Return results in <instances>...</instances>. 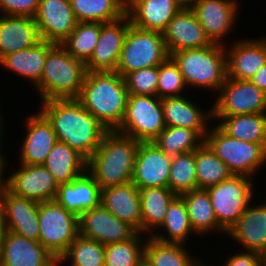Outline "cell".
I'll use <instances>...</instances> for the list:
<instances>
[{
  "mask_svg": "<svg viewBox=\"0 0 266 266\" xmlns=\"http://www.w3.org/2000/svg\"><path fill=\"white\" fill-rule=\"evenodd\" d=\"M213 121L232 138L252 143H266V113L213 116Z\"/></svg>",
  "mask_w": 266,
  "mask_h": 266,
  "instance_id": "d6a6232c",
  "label": "cell"
},
{
  "mask_svg": "<svg viewBox=\"0 0 266 266\" xmlns=\"http://www.w3.org/2000/svg\"><path fill=\"white\" fill-rule=\"evenodd\" d=\"M34 19L41 40L55 44H61L78 23L70 0H41Z\"/></svg>",
  "mask_w": 266,
  "mask_h": 266,
  "instance_id": "ffe728a7",
  "label": "cell"
},
{
  "mask_svg": "<svg viewBox=\"0 0 266 266\" xmlns=\"http://www.w3.org/2000/svg\"><path fill=\"white\" fill-rule=\"evenodd\" d=\"M17 165V170L11 174L7 170L3 175V186L9 192L39 203L55 199L58 184L43 164Z\"/></svg>",
  "mask_w": 266,
  "mask_h": 266,
  "instance_id": "7c38bea8",
  "label": "cell"
},
{
  "mask_svg": "<svg viewBox=\"0 0 266 266\" xmlns=\"http://www.w3.org/2000/svg\"><path fill=\"white\" fill-rule=\"evenodd\" d=\"M263 266H266V250L261 254Z\"/></svg>",
  "mask_w": 266,
  "mask_h": 266,
  "instance_id": "816d5d0a",
  "label": "cell"
},
{
  "mask_svg": "<svg viewBox=\"0 0 266 266\" xmlns=\"http://www.w3.org/2000/svg\"><path fill=\"white\" fill-rule=\"evenodd\" d=\"M4 116H2V114L0 115V172L4 175V172H6L7 171V168H8V160H10V159H8L7 157H6V153L5 152H3V151H6V150H4V144H5V142H3V141H5V138H6V135H5V133L3 134V132H6V131H4V129H5V127H4ZM5 136V137H4ZM4 143V144H3ZM3 148V149H2ZM5 153V154H4ZM7 159V160H6Z\"/></svg>",
  "mask_w": 266,
  "mask_h": 266,
  "instance_id": "7dc6e473",
  "label": "cell"
},
{
  "mask_svg": "<svg viewBox=\"0 0 266 266\" xmlns=\"http://www.w3.org/2000/svg\"><path fill=\"white\" fill-rule=\"evenodd\" d=\"M100 204L141 233L140 193L132 182L101 189Z\"/></svg>",
  "mask_w": 266,
  "mask_h": 266,
  "instance_id": "4316f807",
  "label": "cell"
},
{
  "mask_svg": "<svg viewBox=\"0 0 266 266\" xmlns=\"http://www.w3.org/2000/svg\"><path fill=\"white\" fill-rule=\"evenodd\" d=\"M217 94L213 116L266 113V93L250 80L227 78Z\"/></svg>",
  "mask_w": 266,
  "mask_h": 266,
  "instance_id": "8fae6325",
  "label": "cell"
},
{
  "mask_svg": "<svg viewBox=\"0 0 266 266\" xmlns=\"http://www.w3.org/2000/svg\"><path fill=\"white\" fill-rule=\"evenodd\" d=\"M252 202L226 235L243 250L262 254L266 250V201Z\"/></svg>",
  "mask_w": 266,
  "mask_h": 266,
  "instance_id": "cb8c5ba5",
  "label": "cell"
},
{
  "mask_svg": "<svg viewBox=\"0 0 266 266\" xmlns=\"http://www.w3.org/2000/svg\"><path fill=\"white\" fill-rule=\"evenodd\" d=\"M3 186V174L0 172V188Z\"/></svg>",
  "mask_w": 266,
  "mask_h": 266,
  "instance_id": "db71d44e",
  "label": "cell"
},
{
  "mask_svg": "<svg viewBox=\"0 0 266 266\" xmlns=\"http://www.w3.org/2000/svg\"><path fill=\"white\" fill-rule=\"evenodd\" d=\"M168 188L178 196L197 189L195 151L172 156Z\"/></svg>",
  "mask_w": 266,
  "mask_h": 266,
  "instance_id": "b9f144b4",
  "label": "cell"
},
{
  "mask_svg": "<svg viewBox=\"0 0 266 266\" xmlns=\"http://www.w3.org/2000/svg\"><path fill=\"white\" fill-rule=\"evenodd\" d=\"M169 56L179 50L212 44L192 9L181 8L162 32Z\"/></svg>",
  "mask_w": 266,
  "mask_h": 266,
  "instance_id": "44dd1931",
  "label": "cell"
},
{
  "mask_svg": "<svg viewBox=\"0 0 266 266\" xmlns=\"http://www.w3.org/2000/svg\"><path fill=\"white\" fill-rule=\"evenodd\" d=\"M0 208L7 231L39 242V202L15 196L2 186Z\"/></svg>",
  "mask_w": 266,
  "mask_h": 266,
  "instance_id": "e0dca14e",
  "label": "cell"
},
{
  "mask_svg": "<svg viewBox=\"0 0 266 266\" xmlns=\"http://www.w3.org/2000/svg\"><path fill=\"white\" fill-rule=\"evenodd\" d=\"M139 141L107 131L95 153L87 160V170L101 189L132 181Z\"/></svg>",
  "mask_w": 266,
  "mask_h": 266,
  "instance_id": "3957f363",
  "label": "cell"
},
{
  "mask_svg": "<svg viewBox=\"0 0 266 266\" xmlns=\"http://www.w3.org/2000/svg\"><path fill=\"white\" fill-rule=\"evenodd\" d=\"M43 165L59 185L81 175L87 169V160L69 145L57 141Z\"/></svg>",
  "mask_w": 266,
  "mask_h": 266,
  "instance_id": "836d02e7",
  "label": "cell"
},
{
  "mask_svg": "<svg viewBox=\"0 0 266 266\" xmlns=\"http://www.w3.org/2000/svg\"><path fill=\"white\" fill-rule=\"evenodd\" d=\"M176 0H126V15L134 27L162 33L180 11Z\"/></svg>",
  "mask_w": 266,
  "mask_h": 266,
  "instance_id": "d4e9b609",
  "label": "cell"
},
{
  "mask_svg": "<svg viewBox=\"0 0 266 266\" xmlns=\"http://www.w3.org/2000/svg\"><path fill=\"white\" fill-rule=\"evenodd\" d=\"M225 260L224 264L218 266H263L261 254L254 251L235 252Z\"/></svg>",
  "mask_w": 266,
  "mask_h": 266,
  "instance_id": "bcb514c9",
  "label": "cell"
},
{
  "mask_svg": "<svg viewBox=\"0 0 266 266\" xmlns=\"http://www.w3.org/2000/svg\"><path fill=\"white\" fill-rule=\"evenodd\" d=\"M254 179L232 175L229 179L207 188L218 223L226 230L239 220L255 198Z\"/></svg>",
  "mask_w": 266,
  "mask_h": 266,
  "instance_id": "9c48e42d",
  "label": "cell"
},
{
  "mask_svg": "<svg viewBox=\"0 0 266 266\" xmlns=\"http://www.w3.org/2000/svg\"><path fill=\"white\" fill-rule=\"evenodd\" d=\"M6 233H7L6 223H5V219L3 217L2 210L0 208V247H1V243H2Z\"/></svg>",
  "mask_w": 266,
  "mask_h": 266,
  "instance_id": "681fc988",
  "label": "cell"
},
{
  "mask_svg": "<svg viewBox=\"0 0 266 266\" xmlns=\"http://www.w3.org/2000/svg\"><path fill=\"white\" fill-rule=\"evenodd\" d=\"M54 45L55 43L41 40L31 48L22 49L3 57L0 60V66L15 73L13 75L25 78L28 80L26 82L31 83L34 87L42 76L47 52Z\"/></svg>",
  "mask_w": 266,
  "mask_h": 266,
  "instance_id": "f1b7e54d",
  "label": "cell"
},
{
  "mask_svg": "<svg viewBox=\"0 0 266 266\" xmlns=\"http://www.w3.org/2000/svg\"><path fill=\"white\" fill-rule=\"evenodd\" d=\"M165 127L161 98L129 94L123 121L116 131L139 142H152Z\"/></svg>",
  "mask_w": 266,
  "mask_h": 266,
  "instance_id": "30bf717a",
  "label": "cell"
},
{
  "mask_svg": "<svg viewBox=\"0 0 266 266\" xmlns=\"http://www.w3.org/2000/svg\"><path fill=\"white\" fill-rule=\"evenodd\" d=\"M214 125L210 126L205 143L228 166L233 175L254 178L263 166L266 167V143H252L232 138L216 123Z\"/></svg>",
  "mask_w": 266,
  "mask_h": 266,
  "instance_id": "8992f818",
  "label": "cell"
},
{
  "mask_svg": "<svg viewBox=\"0 0 266 266\" xmlns=\"http://www.w3.org/2000/svg\"><path fill=\"white\" fill-rule=\"evenodd\" d=\"M159 66L128 73L124 79L128 94L157 96Z\"/></svg>",
  "mask_w": 266,
  "mask_h": 266,
  "instance_id": "ee69618b",
  "label": "cell"
},
{
  "mask_svg": "<svg viewBox=\"0 0 266 266\" xmlns=\"http://www.w3.org/2000/svg\"><path fill=\"white\" fill-rule=\"evenodd\" d=\"M40 41L33 17L0 16V60L11 53L31 48Z\"/></svg>",
  "mask_w": 266,
  "mask_h": 266,
  "instance_id": "83f0119b",
  "label": "cell"
},
{
  "mask_svg": "<svg viewBox=\"0 0 266 266\" xmlns=\"http://www.w3.org/2000/svg\"><path fill=\"white\" fill-rule=\"evenodd\" d=\"M41 0H0V15L35 17Z\"/></svg>",
  "mask_w": 266,
  "mask_h": 266,
  "instance_id": "f6af8a7d",
  "label": "cell"
},
{
  "mask_svg": "<svg viewBox=\"0 0 266 266\" xmlns=\"http://www.w3.org/2000/svg\"><path fill=\"white\" fill-rule=\"evenodd\" d=\"M141 205V234L151 236L164 222L171 201L177 196L169 188L139 189Z\"/></svg>",
  "mask_w": 266,
  "mask_h": 266,
  "instance_id": "4dcf8cb0",
  "label": "cell"
},
{
  "mask_svg": "<svg viewBox=\"0 0 266 266\" xmlns=\"http://www.w3.org/2000/svg\"><path fill=\"white\" fill-rule=\"evenodd\" d=\"M0 266H58L39 242L7 231L0 247Z\"/></svg>",
  "mask_w": 266,
  "mask_h": 266,
  "instance_id": "603a6c76",
  "label": "cell"
},
{
  "mask_svg": "<svg viewBox=\"0 0 266 266\" xmlns=\"http://www.w3.org/2000/svg\"><path fill=\"white\" fill-rule=\"evenodd\" d=\"M38 110L51 123L59 142L88 160L108 131L76 98L49 99Z\"/></svg>",
  "mask_w": 266,
  "mask_h": 266,
  "instance_id": "6da1fadb",
  "label": "cell"
},
{
  "mask_svg": "<svg viewBox=\"0 0 266 266\" xmlns=\"http://www.w3.org/2000/svg\"><path fill=\"white\" fill-rule=\"evenodd\" d=\"M185 244L163 243L147 236L144 262L148 266H197L202 260L194 257Z\"/></svg>",
  "mask_w": 266,
  "mask_h": 266,
  "instance_id": "e575fe53",
  "label": "cell"
},
{
  "mask_svg": "<svg viewBox=\"0 0 266 266\" xmlns=\"http://www.w3.org/2000/svg\"><path fill=\"white\" fill-rule=\"evenodd\" d=\"M128 95L125 79L116 71H87L76 99L108 131H114L123 121Z\"/></svg>",
  "mask_w": 266,
  "mask_h": 266,
  "instance_id": "7a4b0ae2",
  "label": "cell"
},
{
  "mask_svg": "<svg viewBox=\"0 0 266 266\" xmlns=\"http://www.w3.org/2000/svg\"><path fill=\"white\" fill-rule=\"evenodd\" d=\"M208 264H210V263L209 262H205V260L202 259V261L197 266H210ZM211 266H214V265H211Z\"/></svg>",
  "mask_w": 266,
  "mask_h": 266,
  "instance_id": "f5cc1de1",
  "label": "cell"
},
{
  "mask_svg": "<svg viewBox=\"0 0 266 266\" xmlns=\"http://www.w3.org/2000/svg\"><path fill=\"white\" fill-rule=\"evenodd\" d=\"M79 235L107 245L131 239L137 231L121 221L101 204L78 217Z\"/></svg>",
  "mask_w": 266,
  "mask_h": 266,
  "instance_id": "5bb4252c",
  "label": "cell"
},
{
  "mask_svg": "<svg viewBox=\"0 0 266 266\" xmlns=\"http://www.w3.org/2000/svg\"><path fill=\"white\" fill-rule=\"evenodd\" d=\"M185 96L161 99L165 125L196 130L205 139L210 125H213V122L211 123L213 120L212 105L206 111L200 107V103L197 105Z\"/></svg>",
  "mask_w": 266,
  "mask_h": 266,
  "instance_id": "7402d4cb",
  "label": "cell"
},
{
  "mask_svg": "<svg viewBox=\"0 0 266 266\" xmlns=\"http://www.w3.org/2000/svg\"><path fill=\"white\" fill-rule=\"evenodd\" d=\"M100 30L99 22H78L76 28L61 45L74 58L86 63L97 45Z\"/></svg>",
  "mask_w": 266,
  "mask_h": 266,
  "instance_id": "ab89813d",
  "label": "cell"
},
{
  "mask_svg": "<svg viewBox=\"0 0 266 266\" xmlns=\"http://www.w3.org/2000/svg\"><path fill=\"white\" fill-rule=\"evenodd\" d=\"M39 243L58 261L79 235L78 217L55 200L39 203Z\"/></svg>",
  "mask_w": 266,
  "mask_h": 266,
  "instance_id": "ba28073f",
  "label": "cell"
},
{
  "mask_svg": "<svg viewBox=\"0 0 266 266\" xmlns=\"http://www.w3.org/2000/svg\"><path fill=\"white\" fill-rule=\"evenodd\" d=\"M85 63L70 55L61 44L48 52L36 89L40 102L49 99L77 98L86 75Z\"/></svg>",
  "mask_w": 266,
  "mask_h": 266,
  "instance_id": "277c9868",
  "label": "cell"
},
{
  "mask_svg": "<svg viewBox=\"0 0 266 266\" xmlns=\"http://www.w3.org/2000/svg\"><path fill=\"white\" fill-rule=\"evenodd\" d=\"M195 164L197 189H207L233 175L205 142L195 150Z\"/></svg>",
  "mask_w": 266,
  "mask_h": 266,
  "instance_id": "8d00e7d4",
  "label": "cell"
},
{
  "mask_svg": "<svg viewBox=\"0 0 266 266\" xmlns=\"http://www.w3.org/2000/svg\"><path fill=\"white\" fill-rule=\"evenodd\" d=\"M170 57L189 89L202 87L217 94L227 79L225 45L212 43L207 47L179 50Z\"/></svg>",
  "mask_w": 266,
  "mask_h": 266,
  "instance_id": "5b68a950",
  "label": "cell"
},
{
  "mask_svg": "<svg viewBox=\"0 0 266 266\" xmlns=\"http://www.w3.org/2000/svg\"><path fill=\"white\" fill-rule=\"evenodd\" d=\"M64 262H70L68 266H104V245L78 235L59 259L58 266L64 265Z\"/></svg>",
  "mask_w": 266,
  "mask_h": 266,
  "instance_id": "60d3db41",
  "label": "cell"
},
{
  "mask_svg": "<svg viewBox=\"0 0 266 266\" xmlns=\"http://www.w3.org/2000/svg\"><path fill=\"white\" fill-rule=\"evenodd\" d=\"M147 235L137 232L131 239L104 245V266H141Z\"/></svg>",
  "mask_w": 266,
  "mask_h": 266,
  "instance_id": "f35d334b",
  "label": "cell"
},
{
  "mask_svg": "<svg viewBox=\"0 0 266 266\" xmlns=\"http://www.w3.org/2000/svg\"><path fill=\"white\" fill-rule=\"evenodd\" d=\"M100 198L101 188L86 169L71 182L59 184L54 200L79 217L84 211L98 207Z\"/></svg>",
  "mask_w": 266,
  "mask_h": 266,
  "instance_id": "484cf974",
  "label": "cell"
},
{
  "mask_svg": "<svg viewBox=\"0 0 266 266\" xmlns=\"http://www.w3.org/2000/svg\"><path fill=\"white\" fill-rule=\"evenodd\" d=\"M152 142L167 155L175 156L195 151L205 139L196 130L166 126Z\"/></svg>",
  "mask_w": 266,
  "mask_h": 266,
  "instance_id": "74e56055",
  "label": "cell"
},
{
  "mask_svg": "<svg viewBox=\"0 0 266 266\" xmlns=\"http://www.w3.org/2000/svg\"><path fill=\"white\" fill-rule=\"evenodd\" d=\"M191 236L197 234L191 226L183 199L177 195L168 206L164 222L151 237L163 243L187 245Z\"/></svg>",
  "mask_w": 266,
  "mask_h": 266,
  "instance_id": "1f68e13d",
  "label": "cell"
},
{
  "mask_svg": "<svg viewBox=\"0 0 266 266\" xmlns=\"http://www.w3.org/2000/svg\"><path fill=\"white\" fill-rule=\"evenodd\" d=\"M78 22L110 23L126 15V0H70Z\"/></svg>",
  "mask_w": 266,
  "mask_h": 266,
  "instance_id": "d590c367",
  "label": "cell"
},
{
  "mask_svg": "<svg viewBox=\"0 0 266 266\" xmlns=\"http://www.w3.org/2000/svg\"><path fill=\"white\" fill-rule=\"evenodd\" d=\"M169 57L162 33L130 25L116 72L123 78L136 70L159 66Z\"/></svg>",
  "mask_w": 266,
  "mask_h": 266,
  "instance_id": "52a82bcc",
  "label": "cell"
},
{
  "mask_svg": "<svg viewBox=\"0 0 266 266\" xmlns=\"http://www.w3.org/2000/svg\"><path fill=\"white\" fill-rule=\"evenodd\" d=\"M241 0H201L192 10L212 43L226 45L236 28ZM234 28V29H233ZM229 34V35H228Z\"/></svg>",
  "mask_w": 266,
  "mask_h": 266,
  "instance_id": "4fadbf2b",
  "label": "cell"
},
{
  "mask_svg": "<svg viewBox=\"0 0 266 266\" xmlns=\"http://www.w3.org/2000/svg\"><path fill=\"white\" fill-rule=\"evenodd\" d=\"M28 116V118H27ZM25 118L23 142L17 150L19 153L18 163L25 165L43 164L53 146L56 144L57 136L51 123L38 110Z\"/></svg>",
  "mask_w": 266,
  "mask_h": 266,
  "instance_id": "2e32d148",
  "label": "cell"
},
{
  "mask_svg": "<svg viewBox=\"0 0 266 266\" xmlns=\"http://www.w3.org/2000/svg\"><path fill=\"white\" fill-rule=\"evenodd\" d=\"M188 92V87L184 81L178 65L169 56L159 65V76L157 85V96L159 98L179 97Z\"/></svg>",
  "mask_w": 266,
  "mask_h": 266,
  "instance_id": "7bdbcfd3",
  "label": "cell"
},
{
  "mask_svg": "<svg viewBox=\"0 0 266 266\" xmlns=\"http://www.w3.org/2000/svg\"><path fill=\"white\" fill-rule=\"evenodd\" d=\"M201 0H176L181 8L192 9Z\"/></svg>",
  "mask_w": 266,
  "mask_h": 266,
  "instance_id": "f907efd6",
  "label": "cell"
},
{
  "mask_svg": "<svg viewBox=\"0 0 266 266\" xmlns=\"http://www.w3.org/2000/svg\"><path fill=\"white\" fill-rule=\"evenodd\" d=\"M172 156L160 150L153 142H139L132 183L139 189L168 188Z\"/></svg>",
  "mask_w": 266,
  "mask_h": 266,
  "instance_id": "ac0fdd59",
  "label": "cell"
},
{
  "mask_svg": "<svg viewBox=\"0 0 266 266\" xmlns=\"http://www.w3.org/2000/svg\"><path fill=\"white\" fill-rule=\"evenodd\" d=\"M130 25L127 15L114 22L101 23L97 45L92 56L85 63L86 71H116Z\"/></svg>",
  "mask_w": 266,
  "mask_h": 266,
  "instance_id": "d6986e66",
  "label": "cell"
},
{
  "mask_svg": "<svg viewBox=\"0 0 266 266\" xmlns=\"http://www.w3.org/2000/svg\"><path fill=\"white\" fill-rule=\"evenodd\" d=\"M250 81L266 93V63L255 73Z\"/></svg>",
  "mask_w": 266,
  "mask_h": 266,
  "instance_id": "c3c4849f",
  "label": "cell"
},
{
  "mask_svg": "<svg viewBox=\"0 0 266 266\" xmlns=\"http://www.w3.org/2000/svg\"><path fill=\"white\" fill-rule=\"evenodd\" d=\"M253 38L234 39L225 45L227 78L250 80L266 63V37Z\"/></svg>",
  "mask_w": 266,
  "mask_h": 266,
  "instance_id": "9a60e30c",
  "label": "cell"
},
{
  "mask_svg": "<svg viewBox=\"0 0 266 266\" xmlns=\"http://www.w3.org/2000/svg\"><path fill=\"white\" fill-rule=\"evenodd\" d=\"M179 196L185 203L191 226L199 239L213 232L226 236L227 231L218 223L206 189H195Z\"/></svg>",
  "mask_w": 266,
  "mask_h": 266,
  "instance_id": "f546056e",
  "label": "cell"
},
{
  "mask_svg": "<svg viewBox=\"0 0 266 266\" xmlns=\"http://www.w3.org/2000/svg\"><path fill=\"white\" fill-rule=\"evenodd\" d=\"M141 266H148V265L143 261Z\"/></svg>",
  "mask_w": 266,
  "mask_h": 266,
  "instance_id": "11a10c76",
  "label": "cell"
}]
</instances>
